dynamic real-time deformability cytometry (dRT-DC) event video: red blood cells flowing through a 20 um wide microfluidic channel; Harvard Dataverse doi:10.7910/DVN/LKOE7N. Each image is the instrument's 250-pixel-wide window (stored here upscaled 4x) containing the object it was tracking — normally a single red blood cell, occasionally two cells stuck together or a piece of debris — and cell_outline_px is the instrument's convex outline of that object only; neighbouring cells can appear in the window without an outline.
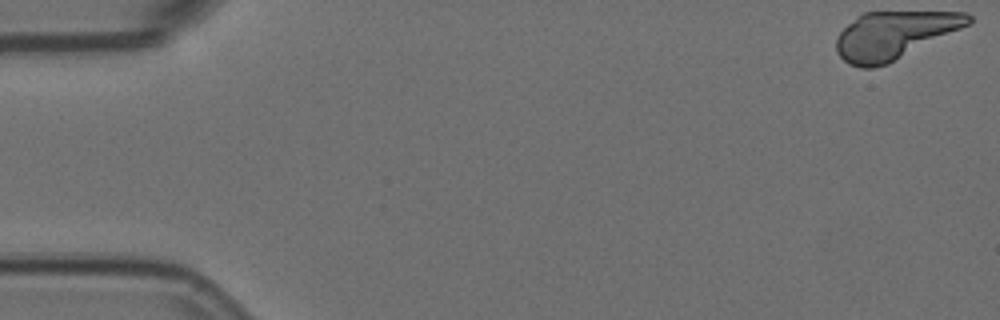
{"species": "Egyptian fruit bat (a non-hibernating species)", "species_latin": "Rousettus aegyptiacus", "temperature_condition": "room temperature", "stored_images_in_passage": 19, "camera_frame_rate_fps": 3000, "um_per_image_px": 0.085, "animal": {"sex": "female"}, "frame": {"image": 1, "passage_image": 1, "time_ms": 0.0, "image_size_px": [1000, 320], "cell_outline_px": [[972, 20], [968, 24], [888, 64], [872, 68], [860, 68], [848, 64], [836, 52], [836, 40], [840, 32], [856, 16], [864, 12], [964, 12], [972, 16]], "centroid_in_image_um": [75.94, 2.99], "position_along_channel_um": 9.1, "area_um2": 36.24}}